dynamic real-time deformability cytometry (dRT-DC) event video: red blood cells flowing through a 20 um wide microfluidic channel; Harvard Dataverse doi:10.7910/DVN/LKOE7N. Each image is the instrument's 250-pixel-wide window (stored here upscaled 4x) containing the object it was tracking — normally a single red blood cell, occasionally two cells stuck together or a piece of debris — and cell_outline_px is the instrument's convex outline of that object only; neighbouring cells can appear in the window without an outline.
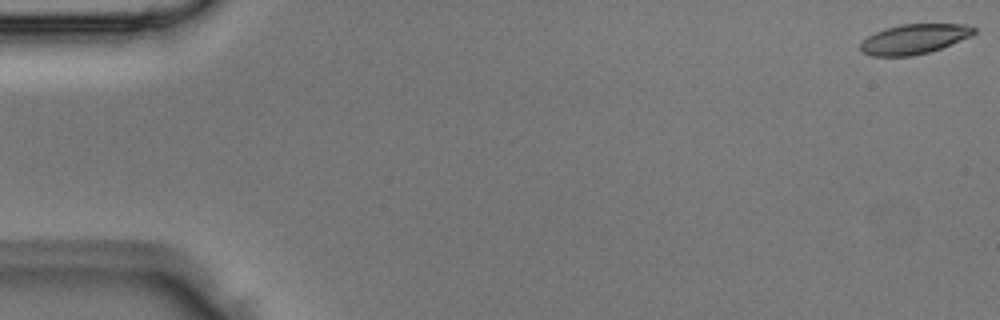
{"species": "Egyptian fruit bat (a non-hibernating species)", "species_latin": "Rousettus aegyptiacus", "temperature_condition": "room temperature", "stored_images_in_passage": 2, "segment_of_instrument_passage": [2, 2], "camera_frame_rate_fps": 3000, "um_per_image_px": 0.085, "animal": {"sex": "male"}, "frame": {"image": 1, "passage_image": 2, "time_ms": 0.333, "image_size_px": [1000, 320], "cell_outline_px": [[976, 32], [972, 36], [940, 48], [928, 52], [912, 56], [872, 56], [864, 52], [860, 48], [860, 44], [868, 36], [876, 32], [900, 24], [968, 24], [976, 28]], "centroid_in_image_um": [77.74, 3.31], "position_along_channel_um": 7.3, "area_um2": 19.59}}